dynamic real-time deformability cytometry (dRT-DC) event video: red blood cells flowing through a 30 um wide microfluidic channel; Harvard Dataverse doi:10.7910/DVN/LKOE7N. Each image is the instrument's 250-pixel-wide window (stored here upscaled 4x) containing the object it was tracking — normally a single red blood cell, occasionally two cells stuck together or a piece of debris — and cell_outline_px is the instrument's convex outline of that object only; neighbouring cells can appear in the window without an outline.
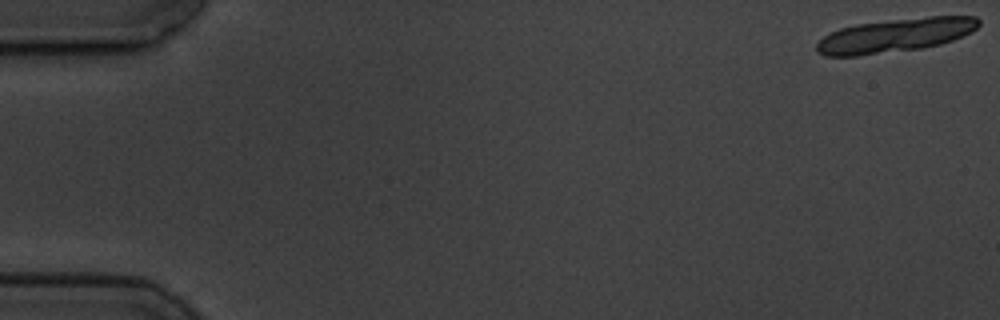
{"species": "common noctule bat (a hibernating species)", "species_latin": "Nyctalus noctula", "temperature_condition": "cold", "stored_images_in_passage": 15, "segment_of_instrument_passage": [1, 2], "camera_frame_rate_fps": 3000, "um_per_image_px": 0.085, "animal": {"sex": "male", "body_mass_g": 19.5, "forearm_length_mm": 54.6}, "frame": {"image": 1, "passage_image": 1, "time_ms": 0.0, "image_size_px": [1000, 320], "cell_outline_px": [[980, 24], [976, 28], [952, 40], [940, 44], [920, 48], [856, 56], [824, 56], [816, 52], [816, 44], [824, 36], [840, 28], [856, 24], [928, 16], [976, 16], [980, 20]], "centroid_in_image_um": [76.06, 3.0], "position_along_channel_um": 8.9, "area_um2": 31.56}}